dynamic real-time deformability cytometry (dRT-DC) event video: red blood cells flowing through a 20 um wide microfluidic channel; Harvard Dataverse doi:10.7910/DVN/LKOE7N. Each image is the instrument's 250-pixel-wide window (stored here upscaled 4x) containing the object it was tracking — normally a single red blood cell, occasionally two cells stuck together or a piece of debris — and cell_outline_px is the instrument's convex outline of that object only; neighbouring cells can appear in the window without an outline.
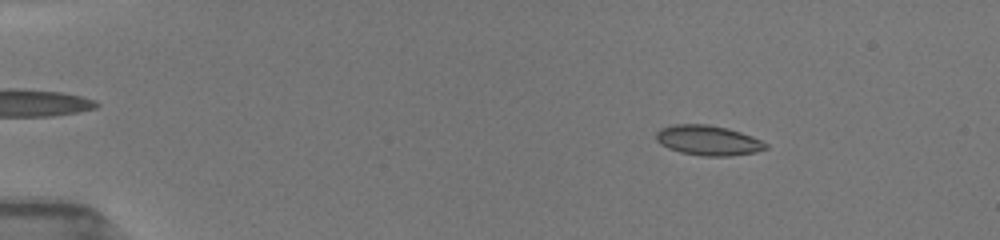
{"species": "common noctule bat (a hibernating species)", "species_latin": "Nyctalus noctula", "temperature_condition": "room temperature", "stored_images_in_passage": 52, "camera_frame_rate_fps": 3000, "um_per_image_px": 0.085, "animal": {"sex": "female", "body_mass_g": 19.5, "forearm_length_mm": 54.1}, "frame": {"image": 1, "passage_image": 8, "time_ms": 2.333, "image_size_px": [1000, 240], "cell_outline_px": [[768, 148], [756, 152], [732, 156], [704, 156], [680, 152], [668, 148], [660, 144], [656, 140], [656, 132], [660, 128], [672, 124], [708, 124], [728, 128], [752, 136], [768, 144]], "centroid_in_image_um": [60.18, 11.93], "position_along_channel_um": 24.8, "area_um2": 19.31}}
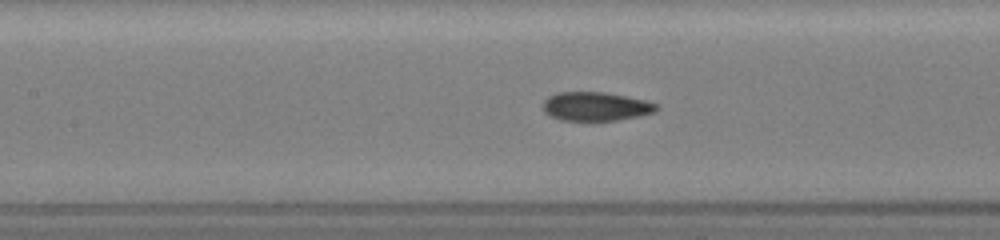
{"frame": {"image": 2, "passage_image": 25, "time_ms": 8.0, "image_size_px": [1000, 240], "cell_outline_px": [[660, 108], [656, 112], [640, 116], [592, 124], [560, 120], [544, 112], [544, 100], [548, 96], [556, 92], [604, 92], [648, 100], [656, 104]], "centroid_in_image_um": [50.65, 9.09], "position_along_channel_um": 156.7, "area_um2": 19.94}}
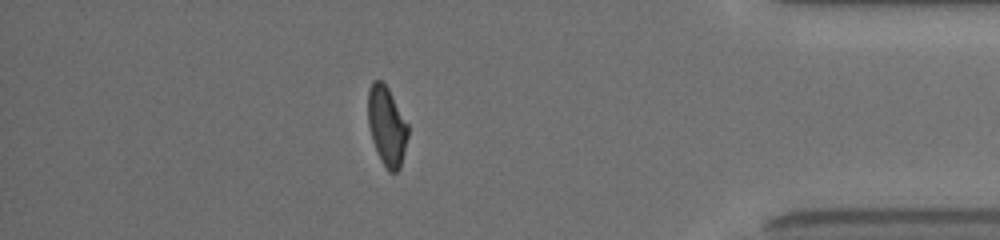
{"frame": {"image": 3, "passage_image": 46, "time_ms": 15.0, "image_size_px": [1000, 240], "cell_outline_px": [[408, 136], [400, 168], [396, 172], [388, 172], [380, 160], [372, 140], [368, 124], [368, 88], [372, 80], [380, 80], [388, 88], [408, 124]], "centroid_in_image_um": [32.87, 10.72], "position_along_channel_um": 402.3, "area_um2": 18.5}, "authors_computed_cell_mechanics": {"area_um2": 19.1896, "velocity_mm_per_s": 3.9679, "shape_relaxation_time_tau1_ms": 4.0904, "shape_relaxation_time_tau2_ms": 1.043, "deformation_change_tau1": 0.1698, "deformation_change_tau2": 0.0667}}